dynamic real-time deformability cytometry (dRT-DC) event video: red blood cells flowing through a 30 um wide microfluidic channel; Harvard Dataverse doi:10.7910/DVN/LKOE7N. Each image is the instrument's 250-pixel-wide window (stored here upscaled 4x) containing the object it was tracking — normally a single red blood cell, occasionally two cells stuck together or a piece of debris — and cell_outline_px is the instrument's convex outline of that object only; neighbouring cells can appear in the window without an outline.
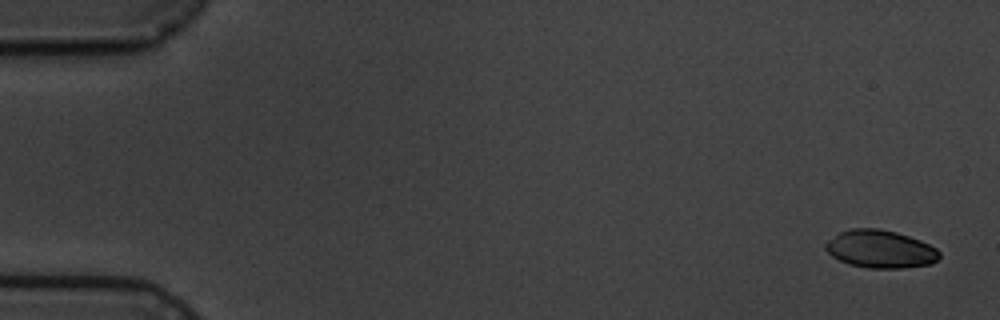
{"species": "common noctule bat (a hibernating species)", "species_latin": "Nyctalus noctula", "temperature_condition": "cold", "stored_images_in_passage": 7, "camera_frame_rate_fps": 3000, "um_per_image_px": 0.085, "animal": {"sex": "male", "body_mass_g": 19.5, "forearm_length_mm": 54.6}, "frame": {"image": 1, "passage_image": 1, "time_ms": 0.0, "image_size_px": [1000, 320], "cell_outline_px": [[940, 256], [932, 264], [900, 268], [868, 268], [848, 264], [832, 256], [824, 248], [824, 244], [828, 240], [840, 232], [848, 228], [880, 228], [896, 232], [920, 240], [936, 248], [940, 252]], "centroid_in_image_um": [74.81, 21.17], "position_along_channel_um": 10.2, "area_um2": 25.14}}
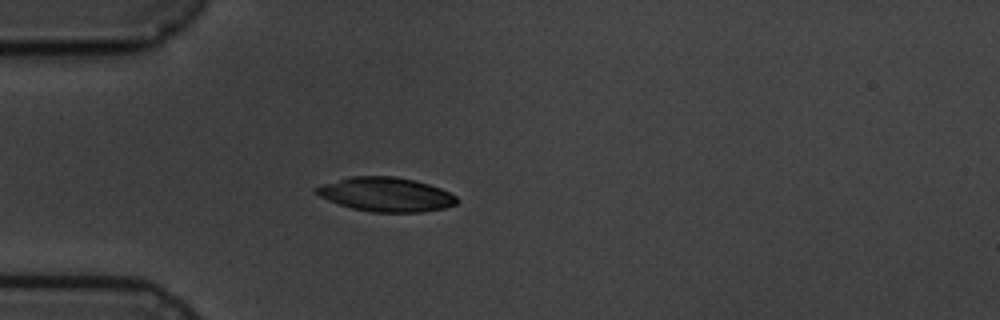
{"frame": {"image": 2, "passage_image": 5, "time_ms": 4.667, "image_size_px": [1000, 320], "cell_outline_px": [[460, 200], [456, 204], [444, 208], [424, 212], [372, 212], [352, 208], [328, 200], [312, 192], [312, 188], [348, 176], [396, 176], [428, 184], [440, 188], [456, 196]], "centroid_in_image_um": [32.79, 16.53], "position_along_channel_um": 52.2, "area_um2": 28.03}}
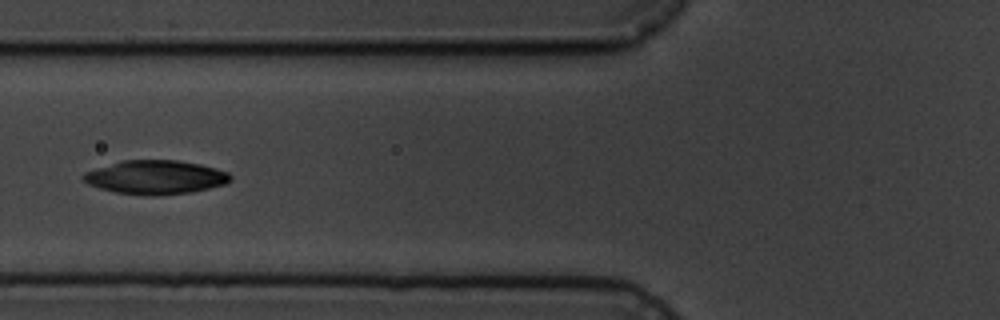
{"frame": {"image": 3, "passage_image": 7, "time_ms": 6.667, "image_size_px": [1000, 320], "cell_outline_px": [[232, 180], [224, 184], [192, 192], [156, 196], [152, 196], [116, 192], [100, 188], [88, 184], [80, 176], [84, 172], [120, 160], [176, 160], [200, 164], [216, 168], [228, 172], [232, 176]], "centroid_in_image_um": [13.21, 15.06], "position_along_channel_um": 112.6, "area_um2": 29.07}}